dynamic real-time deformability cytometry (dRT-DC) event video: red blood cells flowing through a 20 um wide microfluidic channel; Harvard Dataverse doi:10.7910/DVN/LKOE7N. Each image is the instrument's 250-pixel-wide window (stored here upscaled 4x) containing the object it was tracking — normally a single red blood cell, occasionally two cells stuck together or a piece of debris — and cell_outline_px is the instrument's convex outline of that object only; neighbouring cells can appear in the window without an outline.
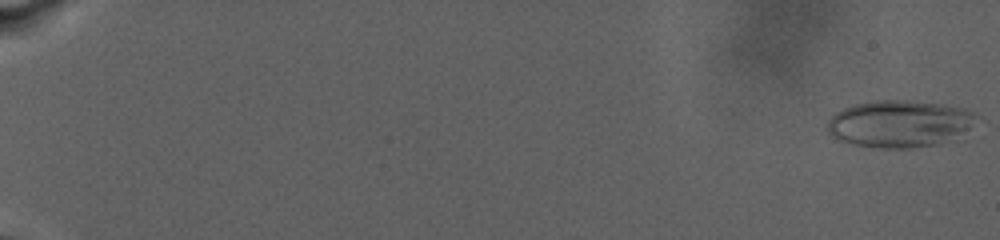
{"species": "human", "species_latin": "Homo sapiens", "temperature_condition": "warm", "stored_images_in_passage": 54, "camera_frame_rate_fps": 3000, "um_per_image_px": 0.085, "donor": {"sex": "male"}, "frame": {"image": 1, "passage_image": 1, "time_ms": 0.0, "image_size_px": [1000, 240], "cell_outline_px": [[980, 116], [964, 140], [908, 148], [880, 148], [852, 144], [836, 140], [828, 132], [828, 120], [836, 112], [844, 108], [856, 104], [876, 100], [904, 100], [944, 104], [964, 108], [976, 112]], "centroid_in_image_um": [76.6, 10.53], "position_along_channel_um": 8.4, "area_um2": 41.96}}
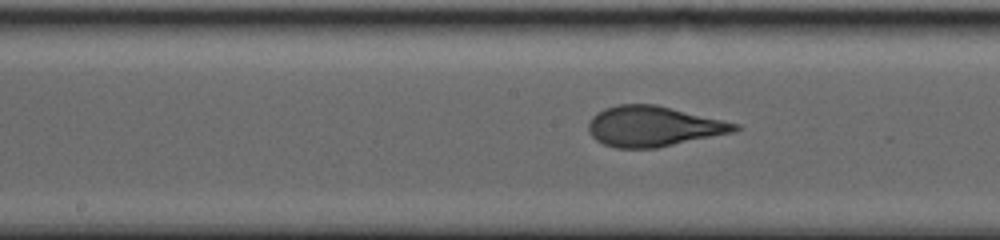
{"frame": {"image": 2, "passage_image": 36, "time_ms": 15.333, "image_size_px": [1000, 240], "cell_outline_px": [[740, 128], [732, 132], [656, 148], [616, 148], [604, 144], [596, 140], [588, 132], [588, 124], [592, 116], [604, 108], [620, 104], [656, 104], [740, 124]], "centroid_in_image_um": [55.5, 10.73], "position_along_channel_um": 192.7, "area_um2": 34.22}}
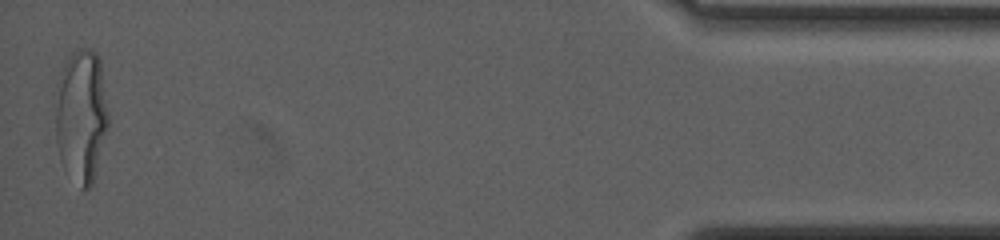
{"frame": {"image": 3, "passage_image": 54, "time_ms": 26.667, "image_size_px": [1000, 240], "cell_outline_px": [[108, 128], [92, 184], [88, 188], [80, 188], [60, 160], [56, 140], [56, 84], [60, 72], [68, 56], [72, 52], [80, 48], [92, 48], [96, 52], [100, 60], [108, 116]], "centroid_in_image_um": [6.9, 9.79], "position_along_channel_um": 428.3, "area_um2": 41.04}, "authors_computed_cell_mechanics": {"area_um2": 34.68, "velocity_mm_per_s": 2.6993, "shape_relaxation_time_tau1_ms": 8.0817, "shape_relaxation_time_tau2_ms": null, "deformation_change_tau1": 0.2402, "deformation_change_tau2": null}}